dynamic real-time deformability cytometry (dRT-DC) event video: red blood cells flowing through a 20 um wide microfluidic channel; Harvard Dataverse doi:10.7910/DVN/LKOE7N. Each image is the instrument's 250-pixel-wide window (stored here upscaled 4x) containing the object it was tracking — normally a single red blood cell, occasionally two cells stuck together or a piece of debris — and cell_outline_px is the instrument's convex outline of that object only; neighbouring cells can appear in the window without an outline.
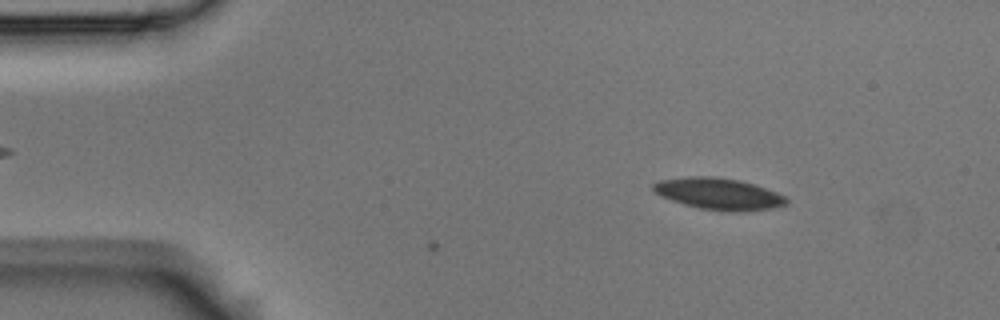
{"species": "Egyptian fruit bat (a non-hibernating species)", "species_latin": "Rousettus aegyptiacus", "temperature_condition": "room temperature", "stored_images_in_passage": 3, "camera_frame_rate_fps": 3000, "um_per_image_px": 0.085, "animal": {"sex": "male"}, "frame": {"image": 1, "passage_image": 1, "time_ms": 0.0, "image_size_px": [1000, 320], "cell_outline_px": [[788, 204], [772, 208], [732, 212], [700, 208], [684, 204], [672, 200], [656, 192], [652, 188], [652, 184], [660, 180], [688, 176], [716, 176], [740, 180], [756, 184], [776, 192], [784, 196], [788, 200]], "centroid_in_image_um": [61.12, 16.46], "position_along_channel_um": 23.9, "area_um2": 24.39}}